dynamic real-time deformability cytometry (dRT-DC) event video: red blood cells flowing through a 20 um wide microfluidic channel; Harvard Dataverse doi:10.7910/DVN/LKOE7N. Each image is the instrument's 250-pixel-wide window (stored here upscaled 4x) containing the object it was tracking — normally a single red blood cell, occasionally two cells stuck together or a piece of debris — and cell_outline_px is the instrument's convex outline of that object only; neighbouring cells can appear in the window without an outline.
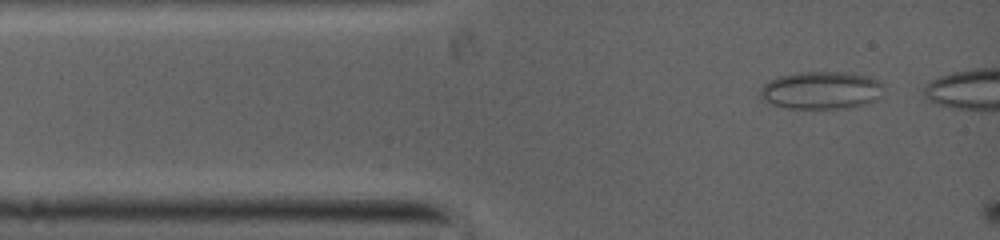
{"species": "common noctule bat (a hibernating species)", "species_latin": "Nyctalus noctula", "temperature_condition": "warm", "stored_images_in_passage": 3, "camera_frame_rate_fps": 5000, "um_per_image_px": 0.085, "animal": {"sex": "female", "body_mass_g": 19.0, "forearm_length_mm": 53.3}, "frame": {"image": 1, "passage_image": 1, "time_ms": 0.0, "image_size_px": [1000, 240], "cell_outline_px": [[880, 96], [876, 100], [864, 104], [848, 108], [784, 108], [768, 104], [760, 96], [760, 88], [768, 80], [780, 76], [804, 72], [844, 72], [868, 76], [876, 80], [880, 84]], "centroid_in_image_um": [69.73, 7.68], "position_along_channel_um": 15.3, "area_um2": 26.93}}